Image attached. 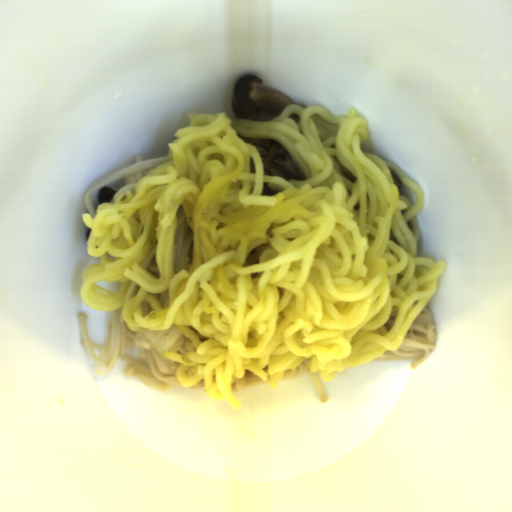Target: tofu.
Segmentation results:
<instances>
[{
    "mask_svg": "<svg viewBox=\"0 0 512 512\" xmlns=\"http://www.w3.org/2000/svg\"><path fill=\"white\" fill-rule=\"evenodd\" d=\"M188 338L174 325L166 330H139L135 334V346L151 349L164 355L180 349Z\"/></svg>",
    "mask_w": 512,
    "mask_h": 512,
    "instance_id": "tofu-1",
    "label": "tofu"
}]
</instances>
